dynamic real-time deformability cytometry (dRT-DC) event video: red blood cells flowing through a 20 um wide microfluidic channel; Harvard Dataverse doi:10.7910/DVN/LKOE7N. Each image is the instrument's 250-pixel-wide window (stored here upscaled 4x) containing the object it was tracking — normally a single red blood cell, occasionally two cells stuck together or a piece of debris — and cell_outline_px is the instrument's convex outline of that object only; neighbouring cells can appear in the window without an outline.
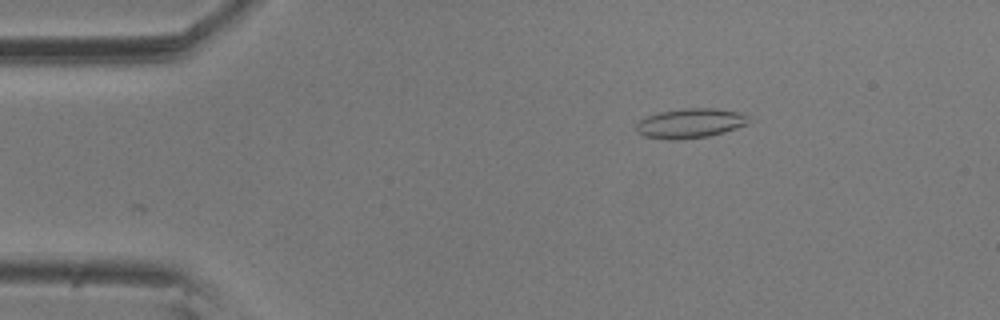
{"species": "common noctule bat (a hibernating species)", "species_latin": "Nyctalus noctula", "temperature_condition": "room temperature", "stored_images_in_passage": 2, "camera_frame_rate_fps": 3000, "um_per_image_px": 0.085, "animal": {"sex": "male", "body_mass_g": 20.5, "forearm_length_mm": 52.5}, "frame": {"image": 1, "passage_image": 2, "time_ms": 0.333, "image_size_px": [1000, 320], "cell_outline_px": [[748, 124], [724, 132], [708, 136], [676, 140], [668, 140], [644, 136], [636, 132], [636, 124], [640, 120], [648, 116], [660, 112], [684, 108], [716, 108], [740, 112], [748, 116]], "centroid_in_image_um": [58.66, 10.48], "position_along_channel_um": 26.3, "area_um2": 19.42}}